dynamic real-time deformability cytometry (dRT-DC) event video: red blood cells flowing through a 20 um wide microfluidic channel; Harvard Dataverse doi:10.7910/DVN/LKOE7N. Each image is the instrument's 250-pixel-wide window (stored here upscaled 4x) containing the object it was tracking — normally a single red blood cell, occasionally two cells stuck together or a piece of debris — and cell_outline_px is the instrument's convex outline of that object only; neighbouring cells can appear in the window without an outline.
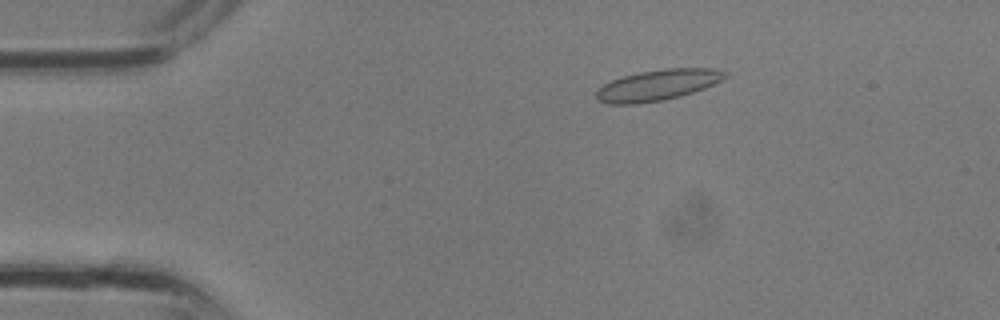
{"species": "common noctule bat (a hibernating species)", "species_latin": "Nyctalus noctula", "temperature_condition": "room temperature", "stored_images_in_passage": 33, "camera_frame_rate_fps": 3000, "um_per_image_px": 0.085, "animal": {"sex": "male", "body_mass_g": 13.3}, "frame": {"image": 1, "passage_image": 5, "time_ms": 1.333, "image_size_px": [1000, 320], "cell_outline_px": [[728, 76], [704, 88], [680, 96], [664, 100], [636, 104], [608, 104], [596, 100], [596, 88], [612, 80], [624, 76], [640, 72], [664, 68], [712, 68], [728, 72]], "centroid_in_image_um": [55.87, 7.23], "position_along_channel_um": 29.1, "area_um2": 23.18}}
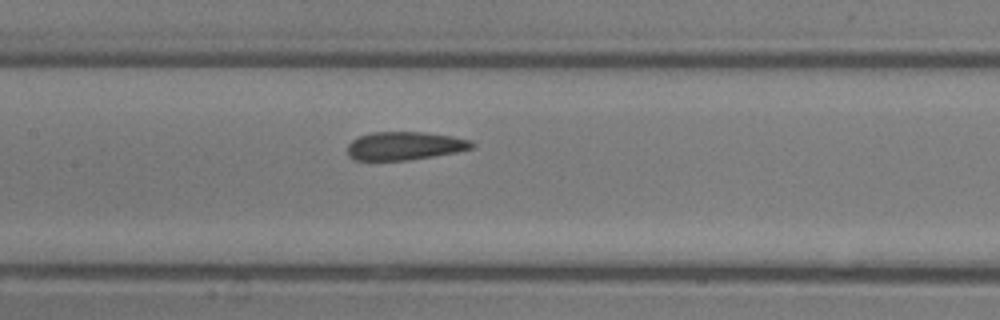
{"frame": {"image": 2, "passage_image": 15, "time_ms": 4.667, "image_size_px": [1000, 320], "cell_outline_px": [[476, 144], [472, 148], [456, 152], [408, 160], [352, 160], [348, 156], [348, 144], [352, 140], [360, 136], [372, 132], [424, 132], [452, 136], [472, 140]], "centroid_in_image_um": [34.4, 12.39], "position_along_channel_um": 173.0, "area_um2": 20.52}}
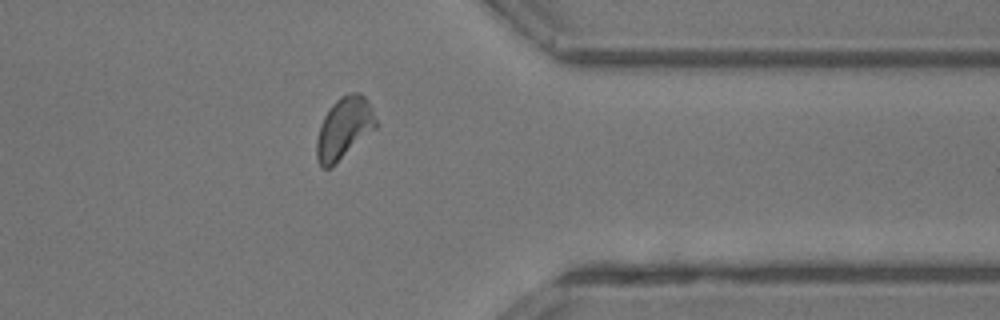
{"frame": {"image": 3, "passage_image": 26, "time_ms": 8.333, "image_size_px": [1000, 320], "cell_outline_px": [[376, 128], [328, 168], [320, 168], [316, 160], [316, 140], [320, 124], [324, 116], [332, 104], [340, 96], [348, 92], [360, 92], [364, 96], [372, 108], [376, 120]], "centroid_in_image_um": [29.21, 10.86], "position_along_channel_um": 382.2, "area_um2": 21.04}}